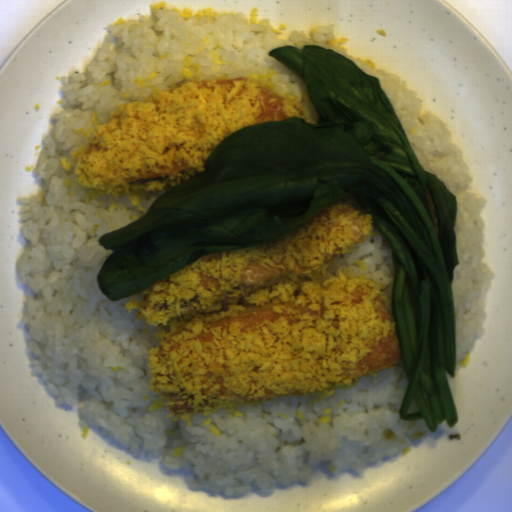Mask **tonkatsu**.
Listing matches in <instances>:
<instances>
[{
    "label": "tonkatsu",
    "mask_w": 512,
    "mask_h": 512,
    "mask_svg": "<svg viewBox=\"0 0 512 512\" xmlns=\"http://www.w3.org/2000/svg\"><path fill=\"white\" fill-rule=\"evenodd\" d=\"M374 222L350 194L274 241L194 259L136 292L160 328L150 382L175 414L311 393L396 365L393 314L369 279L326 275Z\"/></svg>",
    "instance_id": "obj_1"
},
{
    "label": "tonkatsu",
    "mask_w": 512,
    "mask_h": 512,
    "mask_svg": "<svg viewBox=\"0 0 512 512\" xmlns=\"http://www.w3.org/2000/svg\"><path fill=\"white\" fill-rule=\"evenodd\" d=\"M294 117L305 121L295 100L248 77L188 82L119 111L79 154L76 178L117 194L174 189L202 176L230 134Z\"/></svg>",
    "instance_id": "obj_2"
}]
</instances>
